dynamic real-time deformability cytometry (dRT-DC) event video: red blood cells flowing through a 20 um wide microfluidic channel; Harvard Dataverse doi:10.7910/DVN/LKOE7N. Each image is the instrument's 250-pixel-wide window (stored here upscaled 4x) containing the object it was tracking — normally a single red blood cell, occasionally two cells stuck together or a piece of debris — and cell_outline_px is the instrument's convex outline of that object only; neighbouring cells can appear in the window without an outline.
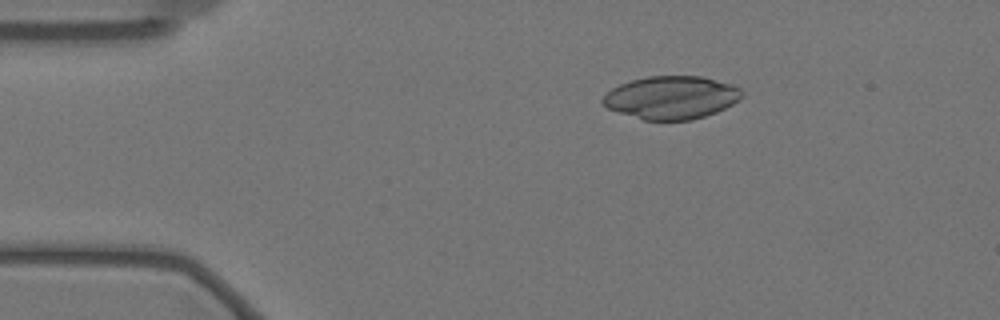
{"species": "Egyptian fruit bat (a non-hibernating species)", "species_latin": "Rousettus aegyptiacus", "temperature_condition": "warm", "stored_images_in_passage": 21, "camera_frame_rate_fps": 3000, "um_per_image_px": 0.085, "animal": {"sex": "female"}, "frame": {"image": 1, "passage_image": 10, "time_ms": 3.0, "image_size_px": [1000, 320], "cell_outline_px": [[744, 92], [740, 100], [716, 112], [692, 120], [644, 120], [608, 108], [600, 100], [612, 88], [620, 84], [632, 80], [648, 76], [700, 76], [732, 84], [740, 88]], "centroid_in_image_um": [57.09, 8.28], "position_along_channel_um": 27.9, "area_um2": 34.68}}